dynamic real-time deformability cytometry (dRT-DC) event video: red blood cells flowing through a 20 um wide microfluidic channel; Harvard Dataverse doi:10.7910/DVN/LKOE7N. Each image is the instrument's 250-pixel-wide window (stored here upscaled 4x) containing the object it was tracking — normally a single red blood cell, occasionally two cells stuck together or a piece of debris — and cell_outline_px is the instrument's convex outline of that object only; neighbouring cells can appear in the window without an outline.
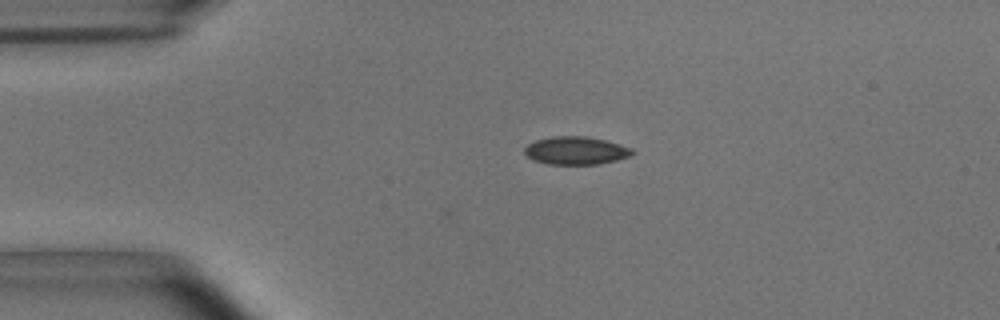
{"species": "common noctule bat (a hibernating species)", "species_latin": "Nyctalus noctula", "temperature_condition": "room temperature", "stored_images_in_passage": 8, "camera_frame_rate_fps": 3000, "um_per_image_px": 0.085, "animal": {"sex": "male", "body_mass_g": 15.6}, "frame": {"image": 1, "passage_image": 1, "time_ms": 0.0, "image_size_px": [1000, 320], "cell_outline_px": [[636, 152], [628, 156], [616, 160], [596, 164], [548, 164], [532, 160], [524, 152], [524, 148], [528, 144], [536, 140], [552, 136], [584, 136], [604, 140], [620, 144], [632, 148]], "centroid_in_image_um": [48.93, 12.79], "position_along_channel_um": 36.1, "area_um2": 17.46}}